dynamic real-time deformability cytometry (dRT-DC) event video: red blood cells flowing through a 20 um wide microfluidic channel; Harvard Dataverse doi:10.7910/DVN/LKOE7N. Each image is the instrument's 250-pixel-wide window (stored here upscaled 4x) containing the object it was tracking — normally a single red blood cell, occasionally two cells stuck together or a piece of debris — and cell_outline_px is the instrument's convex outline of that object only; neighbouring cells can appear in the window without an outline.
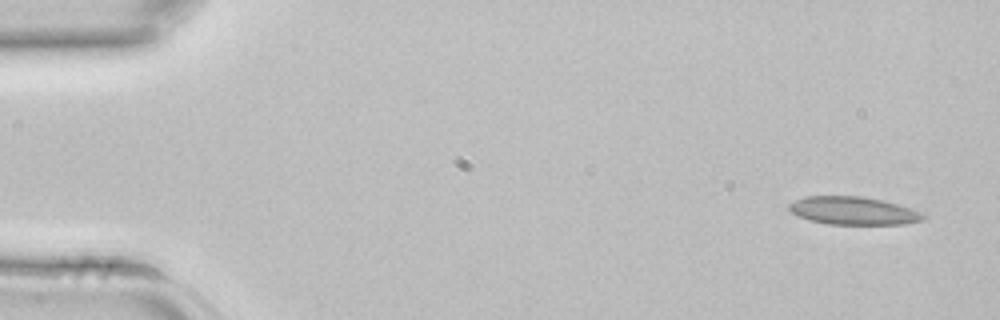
{"species": "common noctule bat (a hibernating species)", "species_latin": "Nyctalus noctula", "temperature_condition": "room temperature", "stored_images_in_passage": 3, "camera_frame_rate_fps": 3000, "um_per_image_px": 0.085, "animal": {"sex": "female", "body_mass_g": 22.7, "forearm_length_mm": 54.2}, "frame": {"image": 1, "passage_image": 1, "time_ms": 0.0, "image_size_px": [1000, 320], "cell_outline_px": [[928, 216], [924, 220], [904, 224], [828, 224], [812, 220], [800, 216], [792, 212], [788, 208], [788, 204], [804, 196], [864, 196], [884, 200], [920, 212]], "centroid_in_image_um": [72.55, 17.9], "position_along_channel_um": 12.4, "area_um2": 21.73}}
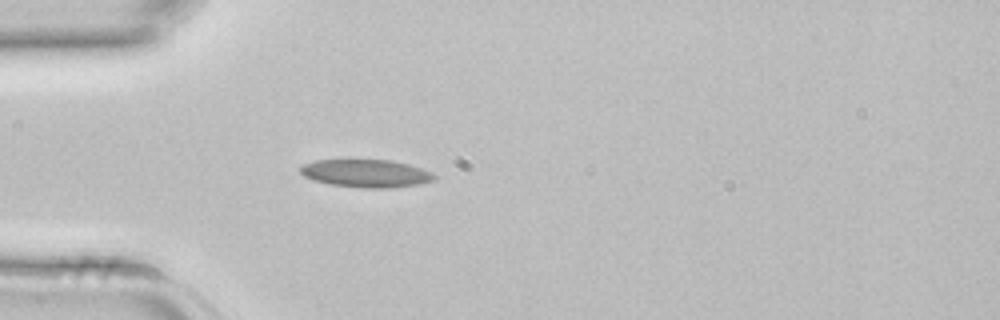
{"frame": {"image": 2, "passage_image": 3, "time_ms": 0.667, "image_size_px": [1000, 320], "cell_outline_px": [[436, 180], [416, 184], [388, 188], [364, 188], [332, 184], [312, 180], [304, 176], [300, 172], [300, 168], [304, 164], [316, 160], [348, 156], [388, 160], [408, 164], [432, 172], [436, 176]], "centroid_in_image_um": [31.05, 14.68], "position_along_channel_um": 53.9, "area_um2": 22.54}}